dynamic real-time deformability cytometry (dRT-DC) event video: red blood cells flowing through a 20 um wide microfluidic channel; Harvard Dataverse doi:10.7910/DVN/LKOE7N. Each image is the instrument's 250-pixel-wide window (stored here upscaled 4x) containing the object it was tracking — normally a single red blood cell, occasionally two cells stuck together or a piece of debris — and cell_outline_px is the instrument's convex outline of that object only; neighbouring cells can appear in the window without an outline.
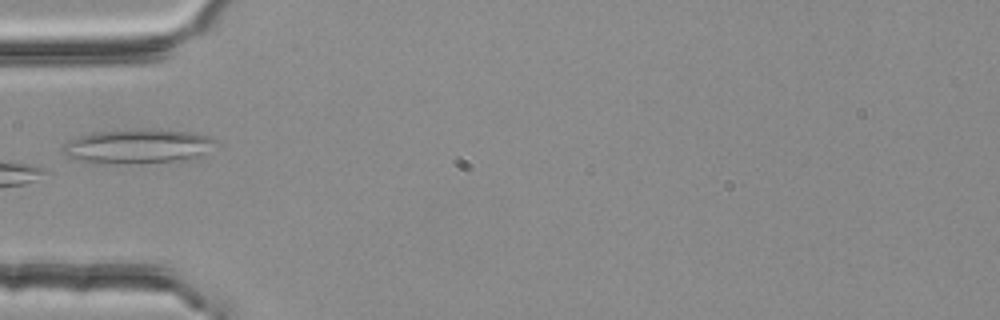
{"species": "common noctule bat (a hibernating species)", "species_latin": "Nyctalus noctula", "temperature_condition": "room temperature", "stored_images_in_passage": 5, "camera_frame_rate_fps": 3000, "um_per_image_px": 0.085, "animal": {"sex": "female", "body_mass_g": 25.1}, "frame": {"image": 1, "passage_image": 5, "time_ms": 1.333, "image_size_px": [1000, 320], "cell_outline_px": [[216, 140], [204, 152], [196, 156], [172, 160], [128, 164], [84, 160], [64, 156], [64, 144], [80, 136], [96, 132], [136, 128], [192, 132], [208, 136]], "centroid_in_image_um": [11.67, 12.4], "position_along_channel_um": 73.3, "area_um2": 29.48}}